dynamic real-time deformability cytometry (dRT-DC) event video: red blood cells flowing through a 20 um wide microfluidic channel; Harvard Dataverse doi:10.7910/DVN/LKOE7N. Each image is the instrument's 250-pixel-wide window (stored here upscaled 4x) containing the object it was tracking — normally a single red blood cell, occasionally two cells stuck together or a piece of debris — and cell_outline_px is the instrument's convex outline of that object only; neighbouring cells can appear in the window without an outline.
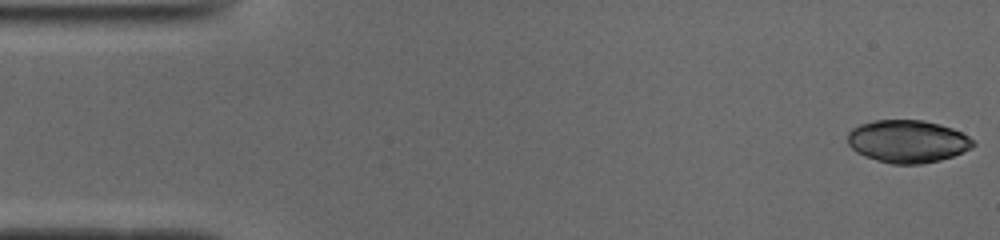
{"species": "common noctule bat (a hibernating species)", "species_latin": "Nyctalus noctula", "temperature_condition": "cold", "stored_images_in_passage": 50, "camera_frame_rate_fps": 3000, "um_per_image_px": 0.085, "animal": {"sex": "male", "body_mass_g": 19.0, "forearm_length_mm": 50.8}, "frame": {"image": 1, "passage_image": 1, "time_ms": 0.0, "image_size_px": [1000, 240], "cell_outline_px": [[976, 144], [972, 148], [952, 156], [940, 160], [920, 164], [892, 164], [876, 160], [864, 156], [856, 152], [848, 144], [848, 132], [852, 128], [860, 124], [876, 120], [924, 120], [940, 124], [952, 128], [968, 136]], "centroid_in_image_um": [77.13, 12.01], "position_along_channel_um": 7.9, "area_um2": 31.21}}
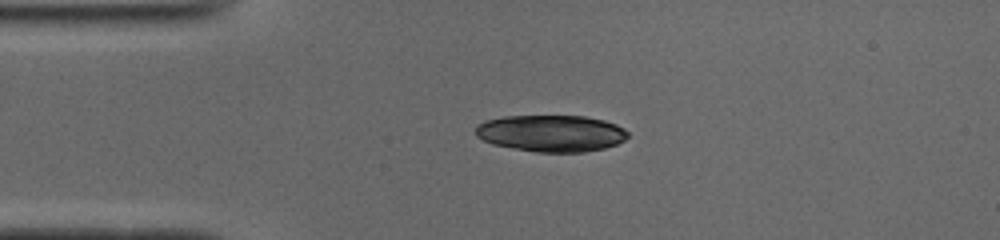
{"frame": {"image": 2, "passage_image": 11, "time_ms": 3.333, "image_size_px": [1000, 240], "cell_outline_px": [[628, 136], [624, 140], [616, 144], [604, 148], [584, 152], [536, 152], [492, 144], [476, 136], [476, 124], [484, 120], [504, 116], [584, 116], [604, 120], [616, 124], [624, 128], [628, 132]], "centroid_in_image_um": [46.84, 11.32], "position_along_channel_um": 38.2, "area_um2": 32.66}}